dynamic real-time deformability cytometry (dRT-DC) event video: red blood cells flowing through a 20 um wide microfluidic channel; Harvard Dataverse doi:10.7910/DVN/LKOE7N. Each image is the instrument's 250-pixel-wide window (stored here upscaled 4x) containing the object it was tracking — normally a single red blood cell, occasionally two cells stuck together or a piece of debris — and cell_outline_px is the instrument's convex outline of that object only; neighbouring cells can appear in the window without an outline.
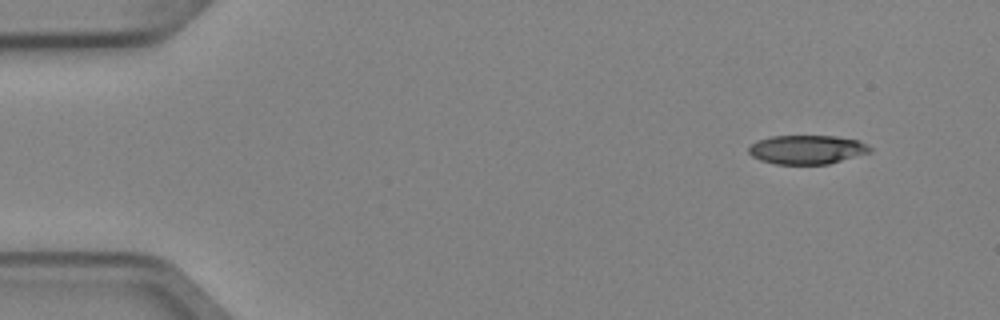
{"species": "Egyptian fruit bat (a non-hibernating species)", "species_latin": "Rousettus aegyptiacus", "temperature_condition": "cold", "stored_images_in_passage": 4, "camera_frame_rate_fps": 3000, "um_per_image_px": 0.085, "animal": {"sex": "female"}, "frame": {"image": 1, "passage_image": 1, "time_ms": 0.0, "image_size_px": [1000, 320], "cell_outline_px": [[872, 152], [828, 164], [776, 164], [760, 160], [752, 156], [748, 152], [748, 148], [756, 140], [772, 136], [836, 136], [860, 140], [868, 144], [872, 148]], "centroid_in_image_um": [68.62, 12.71], "position_along_channel_um": 16.4, "area_um2": 20.63}}
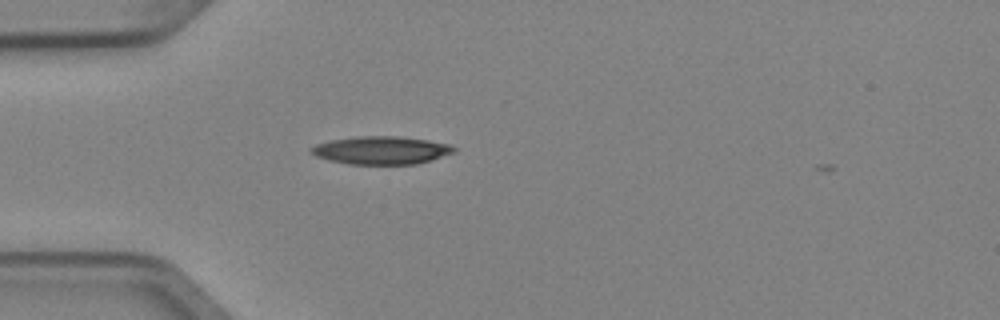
{"frame": {"image": 2, "passage_image": 4, "time_ms": 1.0, "image_size_px": [1000, 320], "cell_outline_px": [[456, 152], [432, 160], [416, 164], [348, 164], [328, 160], [316, 156], [308, 148], [316, 144], [332, 140], [356, 136], [396, 136], [428, 140], [448, 144], [456, 148]], "centroid_in_image_um": [32.41, 12.77], "position_along_channel_um": 52.6, "area_um2": 23.29}}